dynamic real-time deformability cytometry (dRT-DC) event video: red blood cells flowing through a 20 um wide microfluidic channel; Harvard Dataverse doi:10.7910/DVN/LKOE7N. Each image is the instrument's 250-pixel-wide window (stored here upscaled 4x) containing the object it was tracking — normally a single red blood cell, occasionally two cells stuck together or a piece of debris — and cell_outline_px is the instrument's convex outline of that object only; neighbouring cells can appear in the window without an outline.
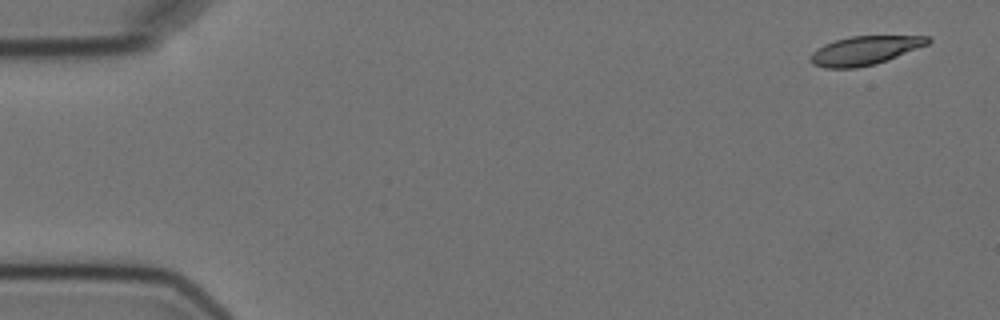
{"species": "Egyptian fruit bat (a non-hibernating species)", "species_latin": "Rousettus aegyptiacus", "temperature_condition": "cold", "stored_images_in_passage": 5, "camera_frame_rate_fps": 3000, "um_per_image_px": 0.085, "animal": {"sex": "female"}, "frame": {"image": 1, "passage_image": 1, "time_ms": 0.0, "image_size_px": [1000, 320], "cell_outline_px": [[932, 40], [928, 44], [888, 60], [876, 64], [856, 68], [824, 68], [812, 64], [808, 60], [808, 56], [816, 48], [824, 44], [836, 40], [852, 36], [928, 36]], "centroid_in_image_um": [73.45, 4.3], "position_along_channel_um": 11.5, "area_um2": 19.83}}
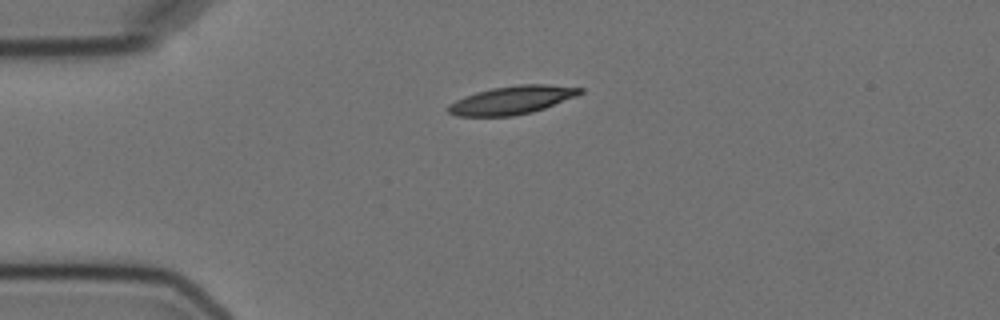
{"frame": {"image": 2, "passage_image": 4, "time_ms": 3.667, "image_size_px": [1000, 320], "cell_outline_px": [[584, 92], [576, 96], [544, 108], [532, 112], [512, 116], [456, 116], [448, 112], [448, 104], [464, 96], [476, 92], [492, 88], [520, 84], [548, 84], [584, 88]], "centroid_in_image_um": [43.52, 8.5], "position_along_channel_um": 41.5, "area_um2": 21.68}}